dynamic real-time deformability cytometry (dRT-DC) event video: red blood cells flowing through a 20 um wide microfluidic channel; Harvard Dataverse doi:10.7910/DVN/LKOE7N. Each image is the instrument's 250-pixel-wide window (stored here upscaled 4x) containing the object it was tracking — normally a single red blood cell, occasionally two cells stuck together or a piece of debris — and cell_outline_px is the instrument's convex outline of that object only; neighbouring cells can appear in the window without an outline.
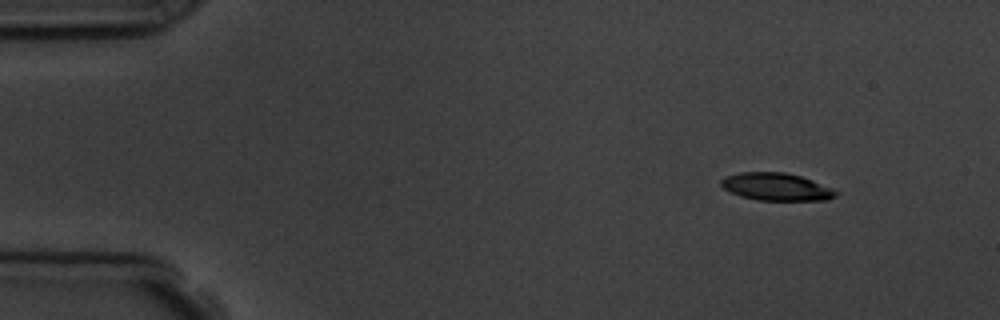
{"species": "common noctule bat (a hibernating species)", "species_latin": "Nyctalus noctula", "temperature_condition": "room temperature", "stored_images_in_passage": 5, "camera_frame_rate_fps": 3000, "um_per_image_px": 0.085, "animal": {"sex": "male", "body_mass_g": 19.5, "forearm_length_mm": 54.6}, "frame": {"image": 1, "passage_image": 1, "time_ms": 0.0, "image_size_px": [1000, 320], "cell_outline_px": [[840, 192], [836, 196], [828, 200], [756, 200], [740, 196], [724, 188], [720, 184], [720, 180], [724, 176], [740, 172], [784, 172], [800, 176], [812, 180], [832, 188]], "centroid_in_image_um": [65.99, 15.87], "position_along_channel_um": 19.0, "area_um2": 18.5}}
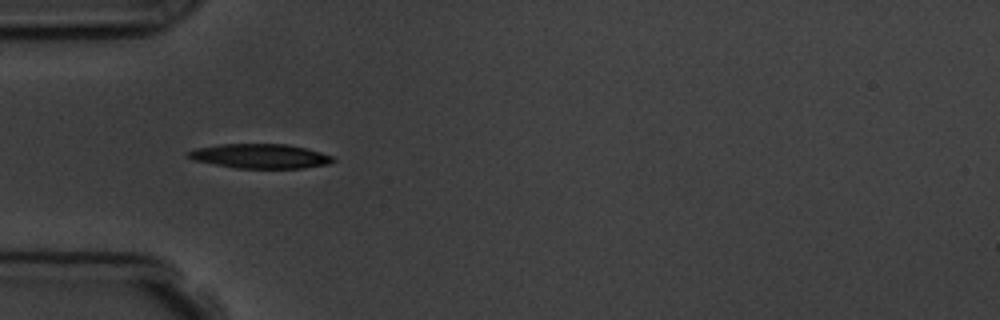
{"frame": {"image": 2, "passage_image": 4, "time_ms": 3.667, "image_size_px": [1000, 320], "cell_outline_px": [[336, 160], [328, 164], [304, 168], [236, 168], [196, 160], [188, 156], [184, 152], [196, 148], [220, 144], [288, 144], [320, 152], [332, 156]], "centroid_in_image_um": [22.12, 13.27], "position_along_channel_um": 62.9, "area_um2": 20.46}}